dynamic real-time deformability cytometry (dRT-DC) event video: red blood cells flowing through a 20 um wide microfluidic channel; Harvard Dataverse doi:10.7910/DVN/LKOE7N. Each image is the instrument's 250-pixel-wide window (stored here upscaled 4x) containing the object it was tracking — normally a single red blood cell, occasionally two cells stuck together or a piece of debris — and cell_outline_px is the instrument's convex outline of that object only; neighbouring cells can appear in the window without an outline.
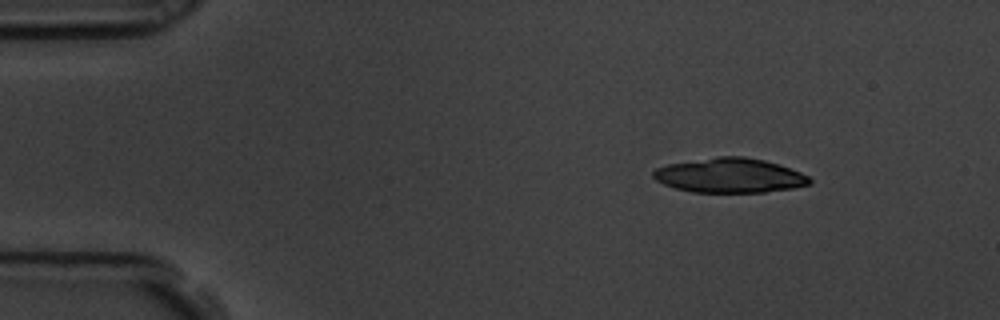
{"species": "common noctule bat (a hibernating species)", "species_latin": "Nyctalus noctula", "temperature_condition": "room temperature", "stored_images_in_passage": 3, "camera_frame_rate_fps": 3000, "um_per_image_px": 0.085, "animal": {"sex": "male", "body_mass_g": 19.5, "forearm_length_mm": 54.6}, "frame": {"image": 1, "passage_image": 1, "time_ms": 0.0, "image_size_px": [1000, 320], "cell_outline_px": [[812, 184], [792, 188], [764, 192], [692, 192], [676, 188], [664, 184], [656, 180], [652, 176], [652, 172], [656, 168], [668, 164], [716, 156], [744, 156], [764, 160], [800, 172], [808, 176], [812, 180]], "centroid_in_image_um": [62.01, 14.91], "position_along_channel_um": 23.0, "area_um2": 31.39}}